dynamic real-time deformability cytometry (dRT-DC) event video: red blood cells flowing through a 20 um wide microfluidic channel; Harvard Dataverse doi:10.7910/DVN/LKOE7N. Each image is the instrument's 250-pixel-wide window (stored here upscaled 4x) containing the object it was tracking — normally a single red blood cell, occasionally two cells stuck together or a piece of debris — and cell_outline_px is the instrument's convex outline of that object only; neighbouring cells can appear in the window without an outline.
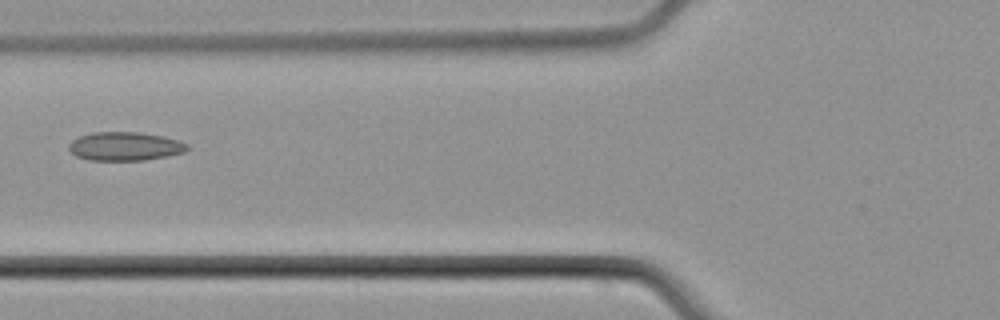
{"species": "common noctule bat (a hibernating species)", "species_latin": "Nyctalus noctula", "temperature_condition": "cold", "stored_images_in_passage": 2, "camera_frame_rate_fps": 3000, "um_per_image_px": 0.085, "animal": {"sex": "male", "body_mass_g": 21.5, "forearm_length_mm": 52.0}, "frame": {"image": 1, "passage_image": 2, "time_ms": 1.333, "image_size_px": [1000, 320], "cell_outline_px": [[188, 148], [184, 152], [168, 156], [144, 160], [88, 160], [76, 156], [68, 148], [68, 144], [72, 140], [80, 136], [92, 132], [140, 132], [164, 136], [188, 144]], "centroid_in_image_um": [10.61, 12.43], "position_along_channel_um": 115.2, "area_um2": 19.77}}